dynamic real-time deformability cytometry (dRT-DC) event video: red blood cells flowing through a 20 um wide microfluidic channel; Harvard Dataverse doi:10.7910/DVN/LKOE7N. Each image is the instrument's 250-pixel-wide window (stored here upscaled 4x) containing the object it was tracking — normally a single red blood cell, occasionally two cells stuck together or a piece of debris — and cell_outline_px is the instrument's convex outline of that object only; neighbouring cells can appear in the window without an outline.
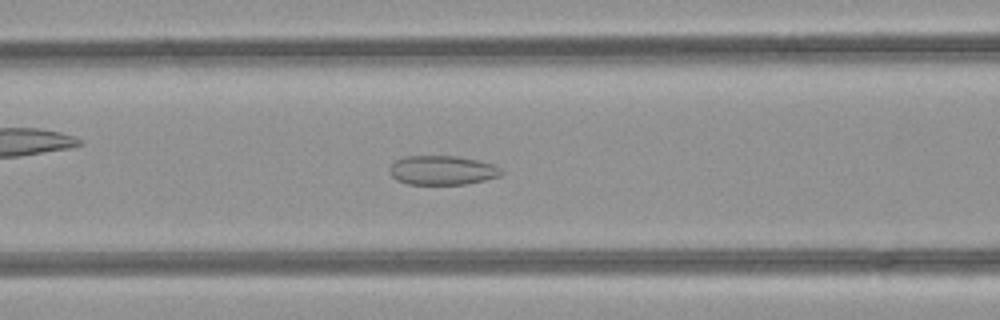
{"species": "common noctule bat (a hibernating species)", "species_latin": "Nyctalus noctula", "temperature_condition": "room temperature", "stored_images_in_passage": 37, "camera_frame_rate_fps": 3000, "um_per_image_px": 0.085, "animal": {"sex": "female", "body_mass_g": 21.9}, "frame": {"image": 1, "passage_image": 13, "time_ms": 4.0, "image_size_px": [1000, 320], "cell_outline_px": [[504, 172], [500, 176], [484, 180], [464, 184], [408, 184], [396, 180], [388, 172], [388, 168], [396, 160], [404, 156], [456, 156], [476, 160], [492, 164], [500, 168]], "centroid_in_image_um": [37.56, 14.47], "position_along_channel_um": 129.0, "area_um2": 19.02}}
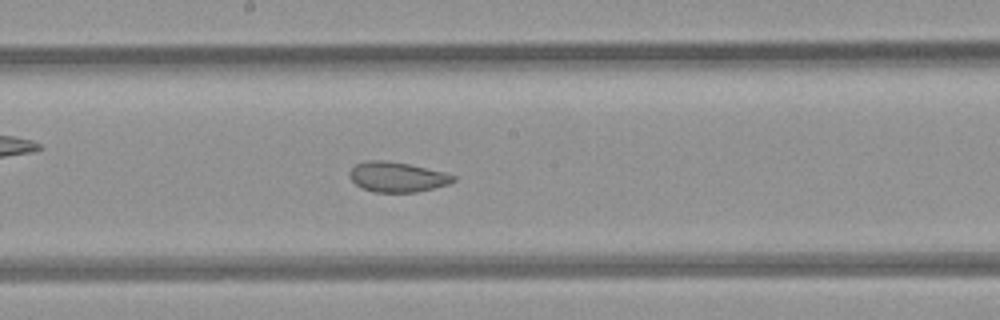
{"frame": {"image": 2, "passage_image": 19, "time_ms": 6.0, "image_size_px": [1000, 320], "cell_outline_px": [[456, 180], [448, 184], [416, 192], [376, 192], [364, 188], [356, 184], [348, 176], [348, 172], [356, 164], [364, 160], [384, 160], [408, 164], [444, 172], [456, 176]], "centroid_in_image_um": [33.74, 15.03], "position_along_channel_um": 214.5, "area_um2": 18.03}}
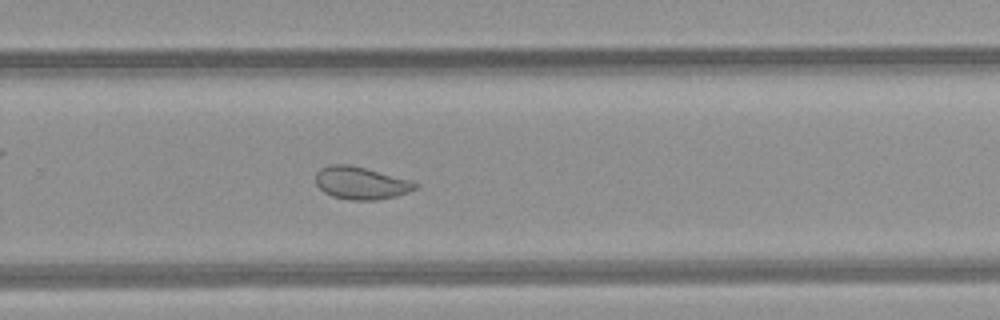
{"frame": {"image": 3, "passage_image": 25, "time_ms": 8.0, "image_size_px": [1000, 320], "cell_outline_px": [[420, 184], [416, 188], [408, 192], [396, 196], [380, 200], [348, 200], [332, 196], [324, 192], [316, 184], [316, 172], [320, 168], [332, 164], [348, 164], [412, 180]], "centroid_in_image_um": [30.69, 15.56], "position_along_channel_um": 299.1, "area_um2": 18.96}}